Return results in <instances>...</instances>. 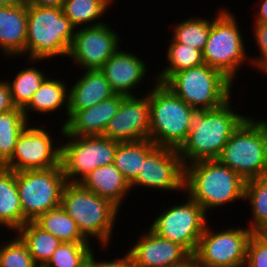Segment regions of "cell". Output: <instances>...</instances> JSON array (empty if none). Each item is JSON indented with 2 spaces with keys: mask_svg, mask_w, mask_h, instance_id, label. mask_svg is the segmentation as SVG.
<instances>
[{
  "mask_svg": "<svg viewBox=\"0 0 267 267\" xmlns=\"http://www.w3.org/2000/svg\"><path fill=\"white\" fill-rule=\"evenodd\" d=\"M24 3L25 0H0V6H17Z\"/></svg>",
  "mask_w": 267,
  "mask_h": 267,
  "instance_id": "43",
  "label": "cell"
},
{
  "mask_svg": "<svg viewBox=\"0 0 267 267\" xmlns=\"http://www.w3.org/2000/svg\"><path fill=\"white\" fill-rule=\"evenodd\" d=\"M149 90L150 134L157 146L179 150L190 131L193 108L163 83L154 82Z\"/></svg>",
  "mask_w": 267,
  "mask_h": 267,
  "instance_id": "7",
  "label": "cell"
},
{
  "mask_svg": "<svg viewBox=\"0 0 267 267\" xmlns=\"http://www.w3.org/2000/svg\"><path fill=\"white\" fill-rule=\"evenodd\" d=\"M216 12L211 19L210 33L202 51L203 61L221 71L234 83L241 66H245L250 57L236 15L226 8Z\"/></svg>",
  "mask_w": 267,
  "mask_h": 267,
  "instance_id": "6",
  "label": "cell"
},
{
  "mask_svg": "<svg viewBox=\"0 0 267 267\" xmlns=\"http://www.w3.org/2000/svg\"><path fill=\"white\" fill-rule=\"evenodd\" d=\"M63 79L46 77L41 83L38 90L32 96L30 102L22 109L28 122H30L29 114L31 112H37L40 114H50L58 111V109L65 110L67 117L62 120V126H64L68 120V94L69 89Z\"/></svg>",
  "mask_w": 267,
  "mask_h": 267,
  "instance_id": "24",
  "label": "cell"
},
{
  "mask_svg": "<svg viewBox=\"0 0 267 267\" xmlns=\"http://www.w3.org/2000/svg\"><path fill=\"white\" fill-rule=\"evenodd\" d=\"M67 183L62 166L16 172L23 217L35 221L41 214L61 206Z\"/></svg>",
  "mask_w": 267,
  "mask_h": 267,
  "instance_id": "10",
  "label": "cell"
},
{
  "mask_svg": "<svg viewBox=\"0 0 267 267\" xmlns=\"http://www.w3.org/2000/svg\"><path fill=\"white\" fill-rule=\"evenodd\" d=\"M1 244L0 267H38L27 245L17 234L5 242L2 240Z\"/></svg>",
  "mask_w": 267,
  "mask_h": 267,
  "instance_id": "35",
  "label": "cell"
},
{
  "mask_svg": "<svg viewBox=\"0 0 267 267\" xmlns=\"http://www.w3.org/2000/svg\"><path fill=\"white\" fill-rule=\"evenodd\" d=\"M27 4L0 6V50L4 56L26 55Z\"/></svg>",
  "mask_w": 267,
  "mask_h": 267,
  "instance_id": "20",
  "label": "cell"
},
{
  "mask_svg": "<svg viewBox=\"0 0 267 267\" xmlns=\"http://www.w3.org/2000/svg\"><path fill=\"white\" fill-rule=\"evenodd\" d=\"M29 124L21 108L0 113V162L3 165L13 155L20 133Z\"/></svg>",
  "mask_w": 267,
  "mask_h": 267,
  "instance_id": "31",
  "label": "cell"
},
{
  "mask_svg": "<svg viewBox=\"0 0 267 267\" xmlns=\"http://www.w3.org/2000/svg\"><path fill=\"white\" fill-rule=\"evenodd\" d=\"M166 53L167 66L155 76L154 81L165 83L175 73L204 64L202 51L188 44L169 41Z\"/></svg>",
  "mask_w": 267,
  "mask_h": 267,
  "instance_id": "28",
  "label": "cell"
},
{
  "mask_svg": "<svg viewBox=\"0 0 267 267\" xmlns=\"http://www.w3.org/2000/svg\"><path fill=\"white\" fill-rule=\"evenodd\" d=\"M186 198V202L163 208L149 228L158 236L181 244L193 255L208 223V216L196 201L188 195Z\"/></svg>",
  "mask_w": 267,
  "mask_h": 267,
  "instance_id": "12",
  "label": "cell"
},
{
  "mask_svg": "<svg viewBox=\"0 0 267 267\" xmlns=\"http://www.w3.org/2000/svg\"><path fill=\"white\" fill-rule=\"evenodd\" d=\"M96 254L94 255V251L91 254L90 258V263L94 267H137L136 264L134 263L132 257L129 255L127 252L123 257L120 258H115L114 260H97L95 258Z\"/></svg>",
  "mask_w": 267,
  "mask_h": 267,
  "instance_id": "38",
  "label": "cell"
},
{
  "mask_svg": "<svg viewBox=\"0 0 267 267\" xmlns=\"http://www.w3.org/2000/svg\"><path fill=\"white\" fill-rule=\"evenodd\" d=\"M115 95L100 69L84 70L69 88L68 110H83Z\"/></svg>",
  "mask_w": 267,
  "mask_h": 267,
  "instance_id": "21",
  "label": "cell"
},
{
  "mask_svg": "<svg viewBox=\"0 0 267 267\" xmlns=\"http://www.w3.org/2000/svg\"><path fill=\"white\" fill-rule=\"evenodd\" d=\"M26 222L16 184V172L0 168V226L15 234Z\"/></svg>",
  "mask_w": 267,
  "mask_h": 267,
  "instance_id": "23",
  "label": "cell"
},
{
  "mask_svg": "<svg viewBox=\"0 0 267 267\" xmlns=\"http://www.w3.org/2000/svg\"><path fill=\"white\" fill-rule=\"evenodd\" d=\"M156 147L151 139L118 143L114 154V165L129 184L137 178L146 157Z\"/></svg>",
  "mask_w": 267,
  "mask_h": 267,
  "instance_id": "25",
  "label": "cell"
},
{
  "mask_svg": "<svg viewBox=\"0 0 267 267\" xmlns=\"http://www.w3.org/2000/svg\"><path fill=\"white\" fill-rule=\"evenodd\" d=\"M171 38L178 43L188 44L195 49L203 51L211 28V19L204 17L184 18L182 22L173 26Z\"/></svg>",
  "mask_w": 267,
  "mask_h": 267,
  "instance_id": "33",
  "label": "cell"
},
{
  "mask_svg": "<svg viewBox=\"0 0 267 267\" xmlns=\"http://www.w3.org/2000/svg\"><path fill=\"white\" fill-rule=\"evenodd\" d=\"M174 267H197V265L195 263L194 258L192 257L188 262Z\"/></svg>",
  "mask_w": 267,
  "mask_h": 267,
  "instance_id": "44",
  "label": "cell"
},
{
  "mask_svg": "<svg viewBox=\"0 0 267 267\" xmlns=\"http://www.w3.org/2000/svg\"><path fill=\"white\" fill-rule=\"evenodd\" d=\"M184 192V166L178 150L157 146L145 159L137 178L130 184L136 187Z\"/></svg>",
  "mask_w": 267,
  "mask_h": 267,
  "instance_id": "15",
  "label": "cell"
},
{
  "mask_svg": "<svg viewBox=\"0 0 267 267\" xmlns=\"http://www.w3.org/2000/svg\"><path fill=\"white\" fill-rule=\"evenodd\" d=\"M40 59H29L27 68H22L21 71L14 76L13 80L7 81L10 86V92L14 105L23 109L31 100L34 93L38 90L43 80L47 77L39 68L34 65ZM33 63V66H31Z\"/></svg>",
  "mask_w": 267,
  "mask_h": 267,
  "instance_id": "30",
  "label": "cell"
},
{
  "mask_svg": "<svg viewBox=\"0 0 267 267\" xmlns=\"http://www.w3.org/2000/svg\"><path fill=\"white\" fill-rule=\"evenodd\" d=\"M61 166L67 182L79 183L97 167L114 163L118 141L104 136H71L60 127Z\"/></svg>",
  "mask_w": 267,
  "mask_h": 267,
  "instance_id": "9",
  "label": "cell"
},
{
  "mask_svg": "<svg viewBox=\"0 0 267 267\" xmlns=\"http://www.w3.org/2000/svg\"><path fill=\"white\" fill-rule=\"evenodd\" d=\"M7 80H0V113L15 109Z\"/></svg>",
  "mask_w": 267,
  "mask_h": 267,
  "instance_id": "39",
  "label": "cell"
},
{
  "mask_svg": "<svg viewBox=\"0 0 267 267\" xmlns=\"http://www.w3.org/2000/svg\"><path fill=\"white\" fill-rule=\"evenodd\" d=\"M142 234L127 250L137 267H174L193 257L181 244L158 236L150 228Z\"/></svg>",
  "mask_w": 267,
  "mask_h": 267,
  "instance_id": "17",
  "label": "cell"
},
{
  "mask_svg": "<svg viewBox=\"0 0 267 267\" xmlns=\"http://www.w3.org/2000/svg\"><path fill=\"white\" fill-rule=\"evenodd\" d=\"M34 222L61 242L91 243L82 235L75 220L62 206L41 214Z\"/></svg>",
  "mask_w": 267,
  "mask_h": 267,
  "instance_id": "26",
  "label": "cell"
},
{
  "mask_svg": "<svg viewBox=\"0 0 267 267\" xmlns=\"http://www.w3.org/2000/svg\"><path fill=\"white\" fill-rule=\"evenodd\" d=\"M106 22L96 26L79 27L68 53V58L84 70L101 69L118 50L121 36Z\"/></svg>",
  "mask_w": 267,
  "mask_h": 267,
  "instance_id": "14",
  "label": "cell"
},
{
  "mask_svg": "<svg viewBox=\"0 0 267 267\" xmlns=\"http://www.w3.org/2000/svg\"><path fill=\"white\" fill-rule=\"evenodd\" d=\"M91 243L61 242L44 267H85L94 249Z\"/></svg>",
  "mask_w": 267,
  "mask_h": 267,
  "instance_id": "34",
  "label": "cell"
},
{
  "mask_svg": "<svg viewBox=\"0 0 267 267\" xmlns=\"http://www.w3.org/2000/svg\"><path fill=\"white\" fill-rule=\"evenodd\" d=\"M85 267H94L91 263H88Z\"/></svg>",
  "mask_w": 267,
  "mask_h": 267,
  "instance_id": "45",
  "label": "cell"
},
{
  "mask_svg": "<svg viewBox=\"0 0 267 267\" xmlns=\"http://www.w3.org/2000/svg\"><path fill=\"white\" fill-rule=\"evenodd\" d=\"M149 134L150 103L147 90L141 97L134 94L123 98L103 136L118 142H135L149 139Z\"/></svg>",
  "mask_w": 267,
  "mask_h": 267,
  "instance_id": "16",
  "label": "cell"
},
{
  "mask_svg": "<svg viewBox=\"0 0 267 267\" xmlns=\"http://www.w3.org/2000/svg\"><path fill=\"white\" fill-rule=\"evenodd\" d=\"M16 234L27 245L29 253L38 266H44L61 241L44 231L34 221L26 222Z\"/></svg>",
  "mask_w": 267,
  "mask_h": 267,
  "instance_id": "27",
  "label": "cell"
},
{
  "mask_svg": "<svg viewBox=\"0 0 267 267\" xmlns=\"http://www.w3.org/2000/svg\"><path fill=\"white\" fill-rule=\"evenodd\" d=\"M217 160L245 181L267 175V119L247 116L233 131Z\"/></svg>",
  "mask_w": 267,
  "mask_h": 267,
  "instance_id": "5",
  "label": "cell"
},
{
  "mask_svg": "<svg viewBox=\"0 0 267 267\" xmlns=\"http://www.w3.org/2000/svg\"><path fill=\"white\" fill-rule=\"evenodd\" d=\"M149 66L134 52L118 48L100 69L116 94L133 96L146 78ZM135 89V90H134Z\"/></svg>",
  "mask_w": 267,
  "mask_h": 267,
  "instance_id": "18",
  "label": "cell"
},
{
  "mask_svg": "<svg viewBox=\"0 0 267 267\" xmlns=\"http://www.w3.org/2000/svg\"><path fill=\"white\" fill-rule=\"evenodd\" d=\"M75 32L62 7L27 5V59L67 58Z\"/></svg>",
  "mask_w": 267,
  "mask_h": 267,
  "instance_id": "4",
  "label": "cell"
},
{
  "mask_svg": "<svg viewBox=\"0 0 267 267\" xmlns=\"http://www.w3.org/2000/svg\"><path fill=\"white\" fill-rule=\"evenodd\" d=\"M246 181L217 159L201 160L184 167V194L208 215L237 200H244Z\"/></svg>",
  "mask_w": 267,
  "mask_h": 267,
  "instance_id": "2",
  "label": "cell"
},
{
  "mask_svg": "<svg viewBox=\"0 0 267 267\" xmlns=\"http://www.w3.org/2000/svg\"><path fill=\"white\" fill-rule=\"evenodd\" d=\"M253 234L267 246V225L256 229Z\"/></svg>",
  "mask_w": 267,
  "mask_h": 267,
  "instance_id": "42",
  "label": "cell"
},
{
  "mask_svg": "<svg viewBox=\"0 0 267 267\" xmlns=\"http://www.w3.org/2000/svg\"><path fill=\"white\" fill-rule=\"evenodd\" d=\"M79 183L89 191L110 200L119 209L131 191L129 182L114 163L95 168Z\"/></svg>",
  "mask_w": 267,
  "mask_h": 267,
  "instance_id": "22",
  "label": "cell"
},
{
  "mask_svg": "<svg viewBox=\"0 0 267 267\" xmlns=\"http://www.w3.org/2000/svg\"><path fill=\"white\" fill-rule=\"evenodd\" d=\"M33 125L30 123L20 133L13 155L3 167L19 172L61 165V143L54 142L47 128Z\"/></svg>",
  "mask_w": 267,
  "mask_h": 267,
  "instance_id": "13",
  "label": "cell"
},
{
  "mask_svg": "<svg viewBox=\"0 0 267 267\" xmlns=\"http://www.w3.org/2000/svg\"><path fill=\"white\" fill-rule=\"evenodd\" d=\"M125 96L116 94L83 110H68L64 130L71 136H103L110 120L117 114Z\"/></svg>",
  "mask_w": 267,
  "mask_h": 267,
  "instance_id": "19",
  "label": "cell"
},
{
  "mask_svg": "<svg viewBox=\"0 0 267 267\" xmlns=\"http://www.w3.org/2000/svg\"><path fill=\"white\" fill-rule=\"evenodd\" d=\"M64 0H25L27 5L39 7H62Z\"/></svg>",
  "mask_w": 267,
  "mask_h": 267,
  "instance_id": "40",
  "label": "cell"
},
{
  "mask_svg": "<svg viewBox=\"0 0 267 267\" xmlns=\"http://www.w3.org/2000/svg\"><path fill=\"white\" fill-rule=\"evenodd\" d=\"M244 200L252 212L247 227L254 232L267 225V175L246 181Z\"/></svg>",
  "mask_w": 267,
  "mask_h": 267,
  "instance_id": "32",
  "label": "cell"
},
{
  "mask_svg": "<svg viewBox=\"0 0 267 267\" xmlns=\"http://www.w3.org/2000/svg\"><path fill=\"white\" fill-rule=\"evenodd\" d=\"M253 28V38L258 47L259 55L250 57V62L254 69L267 74V23L255 22Z\"/></svg>",
  "mask_w": 267,
  "mask_h": 267,
  "instance_id": "36",
  "label": "cell"
},
{
  "mask_svg": "<svg viewBox=\"0 0 267 267\" xmlns=\"http://www.w3.org/2000/svg\"><path fill=\"white\" fill-rule=\"evenodd\" d=\"M113 3V0H64L62 10L76 28L96 26L105 23L100 18Z\"/></svg>",
  "mask_w": 267,
  "mask_h": 267,
  "instance_id": "29",
  "label": "cell"
},
{
  "mask_svg": "<svg viewBox=\"0 0 267 267\" xmlns=\"http://www.w3.org/2000/svg\"><path fill=\"white\" fill-rule=\"evenodd\" d=\"M245 267H267V246L254 234L250 236L247 244Z\"/></svg>",
  "mask_w": 267,
  "mask_h": 267,
  "instance_id": "37",
  "label": "cell"
},
{
  "mask_svg": "<svg viewBox=\"0 0 267 267\" xmlns=\"http://www.w3.org/2000/svg\"><path fill=\"white\" fill-rule=\"evenodd\" d=\"M164 85L193 109L213 110L232 99L234 83L221 71L203 64L175 73Z\"/></svg>",
  "mask_w": 267,
  "mask_h": 267,
  "instance_id": "8",
  "label": "cell"
},
{
  "mask_svg": "<svg viewBox=\"0 0 267 267\" xmlns=\"http://www.w3.org/2000/svg\"><path fill=\"white\" fill-rule=\"evenodd\" d=\"M207 223L193 258L197 267H241L246 264L250 228L233 227L213 232Z\"/></svg>",
  "mask_w": 267,
  "mask_h": 267,
  "instance_id": "11",
  "label": "cell"
},
{
  "mask_svg": "<svg viewBox=\"0 0 267 267\" xmlns=\"http://www.w3.org/2000/svg\"><path fill=\"white\" fill-rule=\"evenodd\" d=\"M61 206L75 220L82 235L89 241L98 239L102 249L112 242L113 228L119 208L110 200L89 191L80 183L67 182Z\"/></svg>",
  "mask_w": 267,
  "mask_h": 267,
  "instance_id": "3",
  "label": "cell"
},
{
  "mask_svg": "<svg viewBox=\"0 0 267 267\" xmlns=\"http://www.w3.org/2000/svg\"><path fill=\"white\" fill-rule=\"evenodd\" d=\"M257 15H255V22L267 23V0H261L260 4L258 3ZM259 9V10H258Z\"/></svg>",
  "mask_w": 267,
  "mask_h": 267,
  "instance_id": "41",
  "label": "cell"
},
{
  "mask_svg": "<svg viewBox=\"0 0 267 267\" xmlns=\"http://www.w3.org/2000/svg\"><path fill=\"white\" fill-rule=\"evenodd\" d=\"M231 99L217 109H193L190 131L178 150L183 166L201 160L217 159L233 131L247 117L233 109Z\"/></svg>",
  "mask_w": 267,
  "mask_h": 267,
  "instance_id": "1",
  "label": "cell"
}]
</instances>
